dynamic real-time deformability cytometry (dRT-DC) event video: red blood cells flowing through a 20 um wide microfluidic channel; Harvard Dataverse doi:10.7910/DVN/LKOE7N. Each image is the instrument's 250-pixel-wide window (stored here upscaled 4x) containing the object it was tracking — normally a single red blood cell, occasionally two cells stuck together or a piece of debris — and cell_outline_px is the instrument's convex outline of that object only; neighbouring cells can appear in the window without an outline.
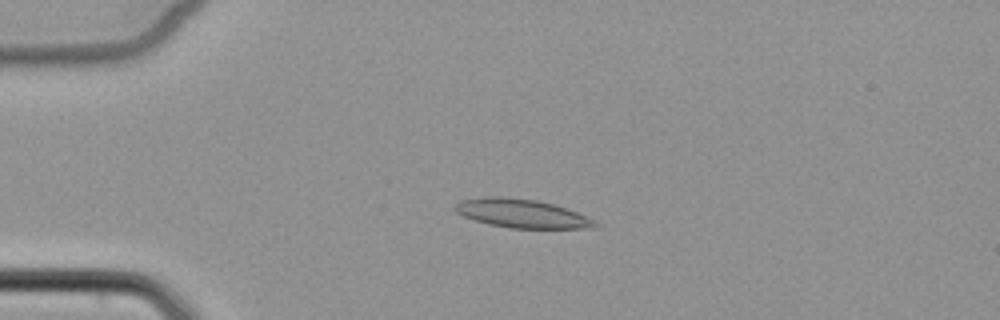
{"species": "common noctule bat (a hibernating species)", "species_latin": "Nyctalus noctula", "temperature_condition": "cold", "stored_images_in_passage": 3, "camera_frame_rate_fps": 3000, "um_per_image_px": 0.085, "animal": {"sex": "female", "body_mass_g": 22.7, "forearm_length_mm": 54.2}, "frame": {"image": 1, "passage_image": 3, "time_ms": 2.667, "image_size_px": [1000, 320], "cell_outline_px": [[600, 224], [596, 228], [508, 228], [488, 224], [464, 216], [456, 212], [452, 208], [460, 200], [488, 196], [500, 196], [536, 200], [552, 204], [576, 212], [596, 220]], "centroid_in_image_um": [44.35, 18.15], "position_along_channel_um": 40.7, "area_um2": 23.35}}